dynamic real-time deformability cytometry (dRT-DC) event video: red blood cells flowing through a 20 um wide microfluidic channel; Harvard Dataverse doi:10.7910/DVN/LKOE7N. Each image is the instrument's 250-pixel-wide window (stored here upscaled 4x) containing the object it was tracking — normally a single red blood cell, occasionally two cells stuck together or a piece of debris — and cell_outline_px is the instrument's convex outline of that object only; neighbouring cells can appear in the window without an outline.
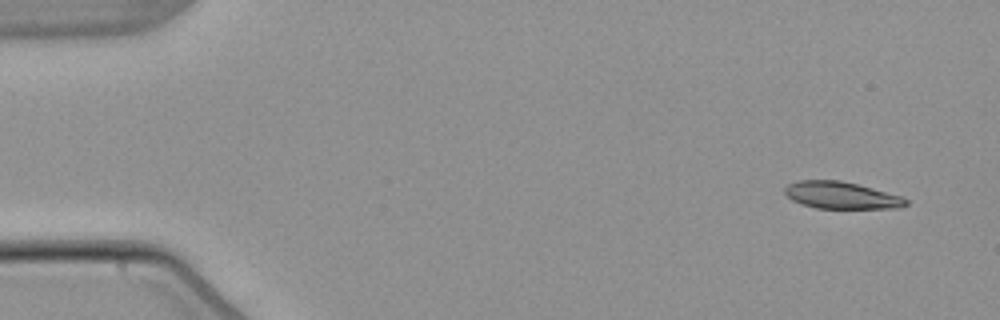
{"species": "common noctule bat (a hibernating species)", "species_latin": "Nyctalus noctula", "temperature_condition": "warm", "stored_images_in_passage": 4, "camera_frame_rate_fps": 3000, "um_per_image_px": 0.085, "animal": {"sex": "male", "body_mass_g": 21.5, "forearm_length_mm": 52.0}, "frame": {"image": 1, "passage_image": 1, "time_ms": 0.0, "image_size_px": [1000, 320], "cell_outline_px": [[908, 204], [900, 208], [816, 208], [792, 200], [784, 192], [784, 188], [788, 184], [800, 180], [840, 180], [872, 188], [900, 196], [908, 200]], "centroid_in_image_um": [71.5, 16.6], "position_along_channel_um": 13.5, "area_um2": 18.84}}
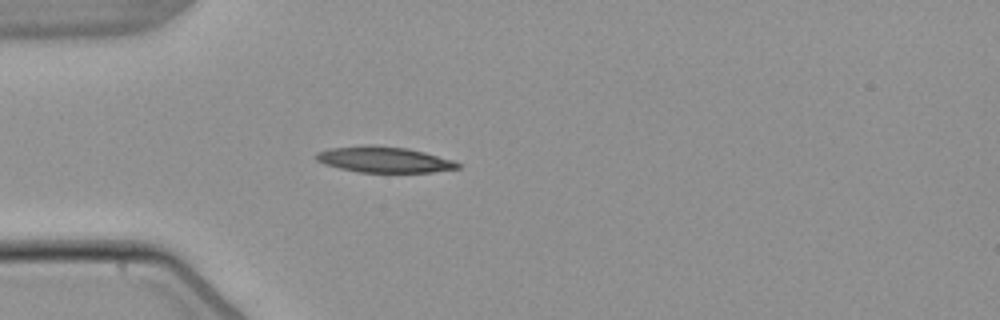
{"frame": {"image": 2, "passage_image": 4, "time_ms": 4.0, "image_size_px": [1000, 320], "cell_outline_px": [[460, 168], [432, 172], [360, 172], [340, 168], [324, 164], [316, 160], [316, 152], [332, 148], [364, 144], [408, 148], [424, 152], [452, 160], [460, 164]], "centroid_in_image_um": [32.63, 13.56], "position_along_channel_um": 52.4, "area_um2": 21.21}}